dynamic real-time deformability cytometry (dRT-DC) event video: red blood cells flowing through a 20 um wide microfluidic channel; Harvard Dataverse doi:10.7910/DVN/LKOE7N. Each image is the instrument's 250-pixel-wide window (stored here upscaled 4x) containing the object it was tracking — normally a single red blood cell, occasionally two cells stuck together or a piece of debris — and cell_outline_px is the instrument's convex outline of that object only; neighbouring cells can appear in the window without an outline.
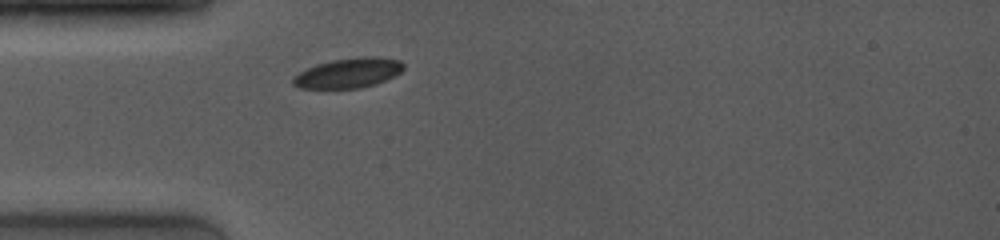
{"species": "common noctule bat (a hibernating species)", "species_latin": "Nyctalus noctula", "temperature_condition": "room temperature", "stored_images_in_passage": 43, "camera_frame_rate_fps": 4000, "um_per_image_px": 0.085, "animal": {"sex": "female", "body_mass_g": 19.0, "forearm_length_mm": 53.3}, "frame": {"image": 1, "passage_image": 1, "time_ms": 0.0, "image_size_px": [1000, 240], "cell_outline_px": [[404, 68], [400, 72], [376, 84], [360, 88], [300, 88], [292, 84], [292, 80], [300, 72], [316, 64], [332, 60], [360, 56], [372, 56], [400, 60], [404, 64]], "centroid_in_image_um": [29.62, 6.19], "position_along_channel_um": 55.4, "area_um2": 19.07}}
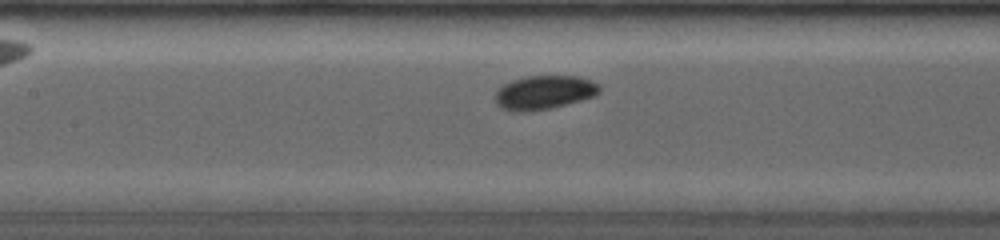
{"frame": {"image": 2, "passage_image": 12, "time_ms": 2.75, "image_size_px": [1000, 240], "cell_outline_px": [[600, 92], [596, 96], [552, 108], [524, 112], [512, 112], [500, 108], [496, 104], [496, 88], [512, 80], [524, 76], [580, 76], [592, 80], [600, 84]], "centroid_in_image_um": [46.25, 7.86], "position_along_channel_um": 161.1, "area_um2": 20.98}}
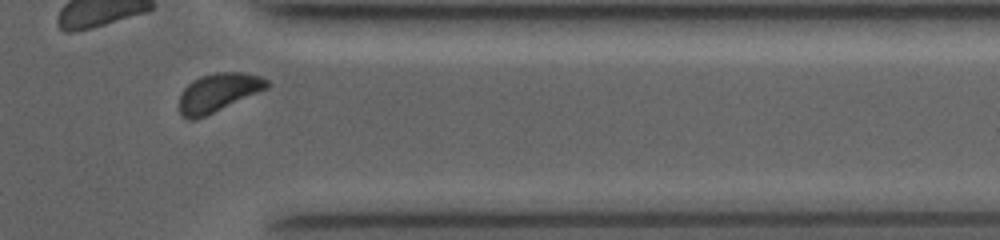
{"frame": {"image": 3, "passage_image": 37, "time_ms": 8.5, "image_size_px": [1000, 240], "cell_outline_px": [[272, 84], [268, 88], [196, 120], [188, 120], [180, 116], [180, 96], [184, 88], [192, 80], [200, 76], [216, 72], [244, 72], [260, 76], [268, 80]], "centroid_in_image_um": [18.55, 7.86], "position_along_channel_um": 392.8, "area_um2": 19.77}}